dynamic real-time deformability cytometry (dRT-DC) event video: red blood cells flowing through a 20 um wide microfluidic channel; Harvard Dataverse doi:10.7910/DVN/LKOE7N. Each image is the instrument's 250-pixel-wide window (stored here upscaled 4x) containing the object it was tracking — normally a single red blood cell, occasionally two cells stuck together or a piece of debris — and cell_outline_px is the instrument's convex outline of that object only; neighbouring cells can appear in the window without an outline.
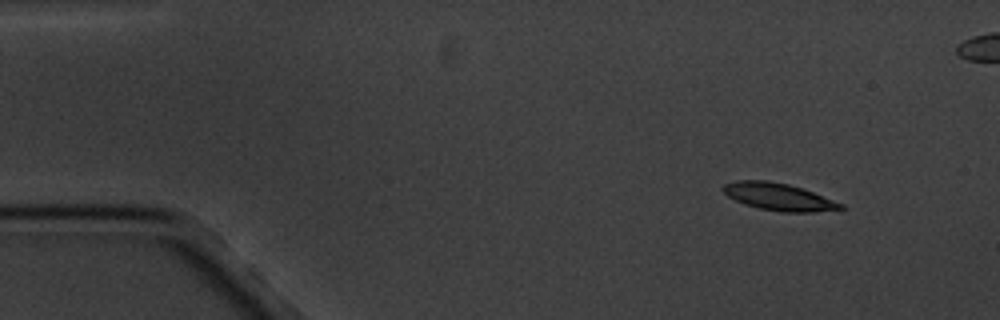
{"species": "common noctule bat (a hibernating species)", "species_latin": "Nyctalus noctula", "temperature_condition": "cold", "stored_images_in_passage": 5, "camera_frame_rate_fps": 3000, "um_per_image_px": 0.085, "animal": {"sex": "male", "body_mass_g": 20.1, "forearm_length_mm": 53.5}, "frame": {"image": 1, "passage_image": 1, "time_ms": 0.0, "image_size_px": [1000, 320], "cell_outline_px": [[848, 208], [812, 212], [780, 212], [760, 208], [744, 204], [728, 196], [720, 188], [724, 184], [736, 180], [768, 180], [788, 184], [812, 192], [844, 204]], "centroid_in_image_um": [66.17, 16.72], "position_along_channel_um": 18.8, "area_um2": 18.61}}